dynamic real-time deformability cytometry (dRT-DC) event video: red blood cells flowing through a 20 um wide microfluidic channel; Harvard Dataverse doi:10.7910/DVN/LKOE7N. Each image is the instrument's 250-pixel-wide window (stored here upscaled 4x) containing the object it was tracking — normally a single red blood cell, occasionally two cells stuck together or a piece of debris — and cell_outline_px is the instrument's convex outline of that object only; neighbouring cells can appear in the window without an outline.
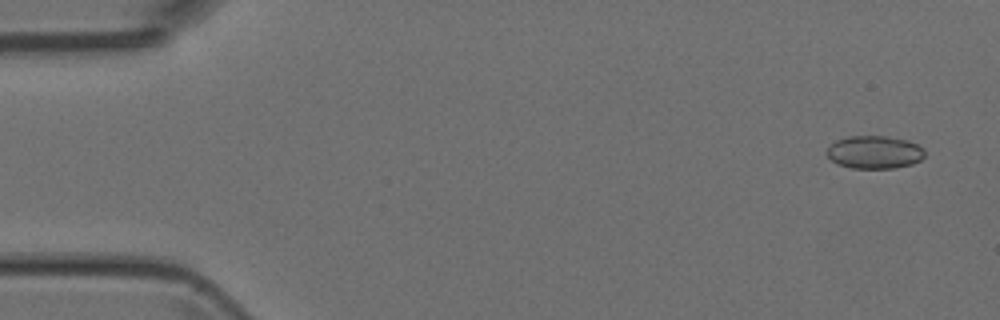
{"species": "Egyptian fruit bat (a non-hibernating species)", "species_latin": "Rousettus aegyptiacus", "temperature_condition": "room temperature", "stored_images_in_passage": 44, "camera_frame_rate_fps": 3000, "um_per_image_px": 0.085, "animal": {"sex": "female"}, "frame": {"image": 1, "passage_image": 3, "time_ms": 0.667, "image_size_px": [1000, 320], "cell_outline_px": [[924, 156], [920, 160], [912, 164], [896, 168], [852, 168], [836, 164], [828, 156], [828, 148], [836, 140], [848, 136], [888, 136], [908, 140], [924, 148]], "centroid_in_image_um": [74.35, 12.93], "position_along_channel_um": 10.7, "area_um2": 18.79}}
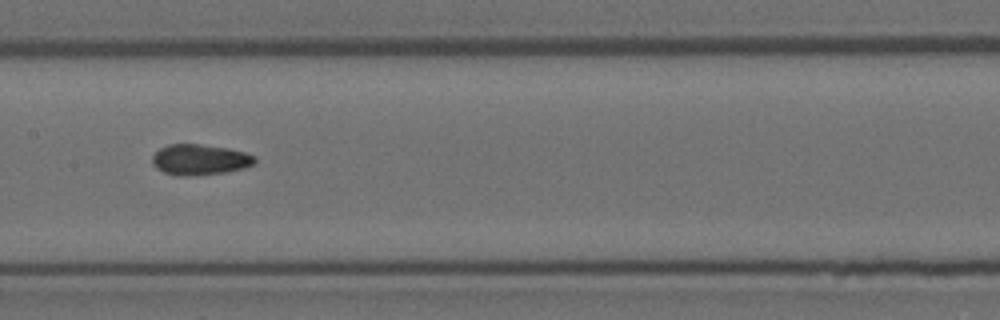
{"frame": {"image": 2, "passage_image": 25, "time_ms": 8.0, "image_size_px": [1000, 320], "cell_outline_px": [[256, 164], [244, 168], [224, 172], [192, 176], [176, 176], [164, 172], [156, 168], [152, 164], [152, 156], [160, 148], [168, 144], [200, 144], [228, 148], [244, 152], [256, 156]], "centroid_in_image_um": [16.99, 13.57], "position_along_channel_um": 190.4, "area_um2": 18.5}}
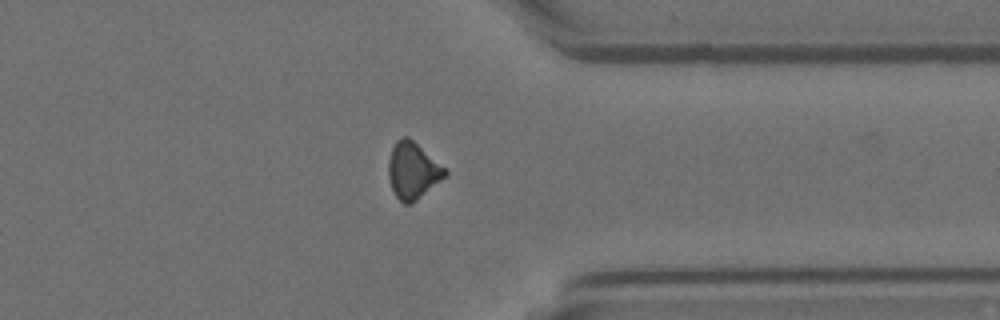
{"frame": {"image": 3, "passage_image": 39, "time_ms": 12.667, "image_size_px": [1000, 320], "cell_outline_px": [[448, 176], [412, 204], [404, 204], [396, 196], [392, 188], [388, 176], [388, 160], [392, 148], [404, 136], [408, 136], [444, 168], [448, 172]], "centroid_in_image_um": [35.09, 14.55], "position_along_channel_um": 376.3, "area_um2": 18.44}}